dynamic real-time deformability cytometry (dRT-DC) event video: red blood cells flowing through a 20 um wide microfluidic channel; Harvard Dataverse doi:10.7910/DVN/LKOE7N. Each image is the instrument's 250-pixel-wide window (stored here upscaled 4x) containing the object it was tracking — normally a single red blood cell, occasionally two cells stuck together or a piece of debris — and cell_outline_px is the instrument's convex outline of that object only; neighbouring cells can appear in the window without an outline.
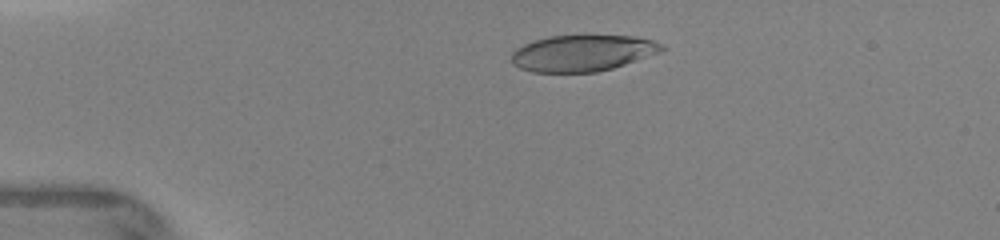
{"species": "human", "species_latin": "Homo sapiens", "temperature_condition": "warm", "stored_images_in_passage": 21, "camera_frame_rate_fps": 3000, "um_per_image_px": 0.085, "donor": {"sex": "female"}, "frame": {"image": 1, "passage_image": 7, "time_ms": 3.0, "image_size_px": [1000, 240], "cell_outline_px": [[668, 48], [660, 52], [612, 68], [596, 72], [532, 72], [520, 68], [512, 64], [512, 52], [516, 48], [524, 44], [548, 36], [632, 36], [652, 40], [664, 44]], "centroid_in_image_um": [49.51, 4.51], "position_along_channel_um": 35.5, "area_um2": 31.62}}
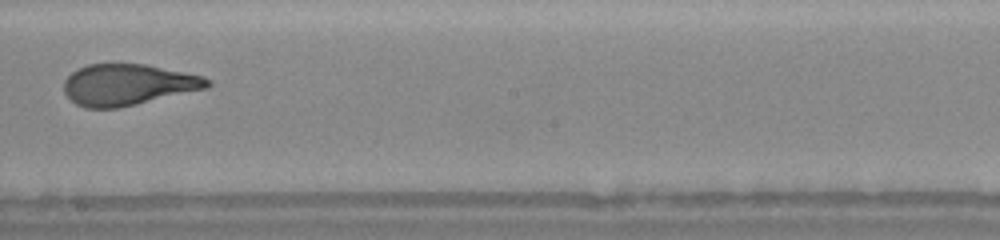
{"frame": {"image": 2, "passage_image": 18, "time_ms": 8.667, "image_size_px": [1000, 240], "cell_outline_px": [[212, 84], [208, 88], [120, 108], [84, 108], [76, 104], [64, 92], [64, 80], [76, 68], [88, 64], [144, 64], [204, 76], [212, 80]], "centroid_in_image_um": [10.89, 7.2], "position_along_channel_um": 237.3, "area_um2": 34.62}}